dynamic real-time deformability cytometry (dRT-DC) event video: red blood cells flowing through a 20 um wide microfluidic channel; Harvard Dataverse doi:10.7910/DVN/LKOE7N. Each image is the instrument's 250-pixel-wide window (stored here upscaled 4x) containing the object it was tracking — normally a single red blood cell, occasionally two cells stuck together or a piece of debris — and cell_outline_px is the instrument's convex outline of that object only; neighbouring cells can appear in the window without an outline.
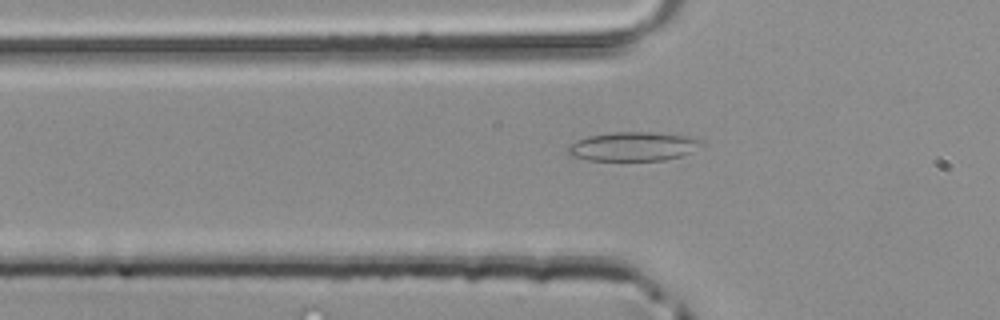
{"species": "common noctule bat (a hibernating species)", "species_latin": "Nyctalus noctula", "temperature_condition": "room temperature", "stored_images_in_passage": 34, "camera_frame_rate_fps": 3000, "um_per_image_px": 0.085, "animal": {"sex": "male", "body_mass_g": 20.4}, "frame": {"image": 1, "passage_image": 3, "time_ms": 0.667, "image_size_px": [1000, 320], "cell_outline_px": [[704, 144], [692, 152], [680, 156], [664, 160], [588, 160], [572, 156], [568, 152], [568, 144], [576, 140], [588, 136], [612, 132], [656, 132], [688, 136], [704, 140]], "centroid_in_image_um": [53.85, 12.44], "position_along_channel_um": 72.0, "area_um2": 22.72}}
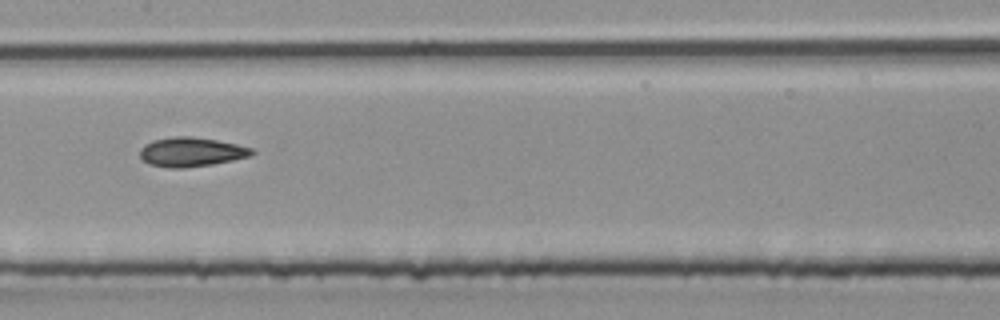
{"frame": {"image": 2, "passage_image": 11, "time_ms": 3.333, "image_size_px": [1000, 320], "cell_outline_px": [[256, 152], [252, 156], [212, 164], [184, 168], [168, 168], [148, 164], [140, 156], [140, 148], [144, 144], [152, 140], [176, 136], [192, 136], [216, 140], [236, 144], [252, 148]], "centroid_in_image_um": [16.25, 12.92], "position_along_channel_um": 191.2, "area_um2": 19.19}}
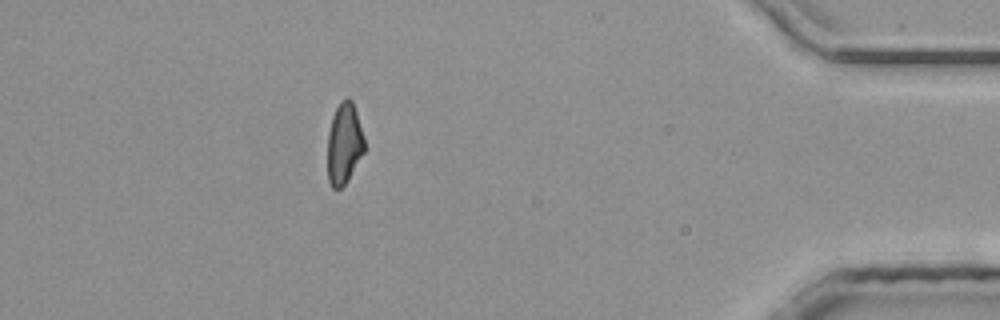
{"frame": {"image": 3, "passage_image": 29, "time_ms": 9.333, "image_size_px": [1000, 320], "cell_outline_px": [[364, 152], [348, 180], [340, 188], [332, 188], [328, 180], [328, 132], [332, 116], [340, 100], [348, 96], [352, 100], [364, 136]], "centroid_in_image_um": [29.25, 12.18], "position_along_channel_um": 406.0, "area_um2": 17.46}}